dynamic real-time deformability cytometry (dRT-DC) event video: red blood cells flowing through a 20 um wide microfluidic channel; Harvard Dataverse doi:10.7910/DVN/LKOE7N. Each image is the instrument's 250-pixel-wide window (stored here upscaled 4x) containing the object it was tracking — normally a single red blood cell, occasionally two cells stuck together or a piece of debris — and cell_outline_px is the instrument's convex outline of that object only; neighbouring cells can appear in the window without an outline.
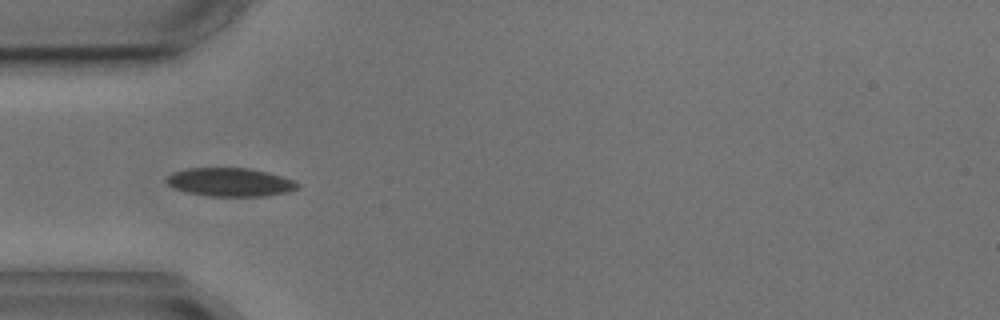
{"species": "common noctule bat (a hibernating species)", "species_latin": "Nyctalus noctula", "temperature_condition": "cold", "stored_images_in_passage": 3, "camera_frame_rate_fps": 3000, "um_per_image_px": 0.085, "animal": {"sex": "male", "body_mass_g": 17.9, "forearm_length_mm": 54.2}, "frame": {"image": 1, "passage_image": 1, "time_ms": 0.0, "image_size_px": [1000, 320], "cell_outline_px": [[300, 188], [288, 192], [264, 196], [204, 196], [172, 188], [164, 180], [172, 172], [188, 168], [252, 168], [268, 172], [292, 180], [300, 184]], "centroid_in_image_um": [19.55, 15.48], "position_along_channel_um": 65.5, "area_um2": 21.91}}